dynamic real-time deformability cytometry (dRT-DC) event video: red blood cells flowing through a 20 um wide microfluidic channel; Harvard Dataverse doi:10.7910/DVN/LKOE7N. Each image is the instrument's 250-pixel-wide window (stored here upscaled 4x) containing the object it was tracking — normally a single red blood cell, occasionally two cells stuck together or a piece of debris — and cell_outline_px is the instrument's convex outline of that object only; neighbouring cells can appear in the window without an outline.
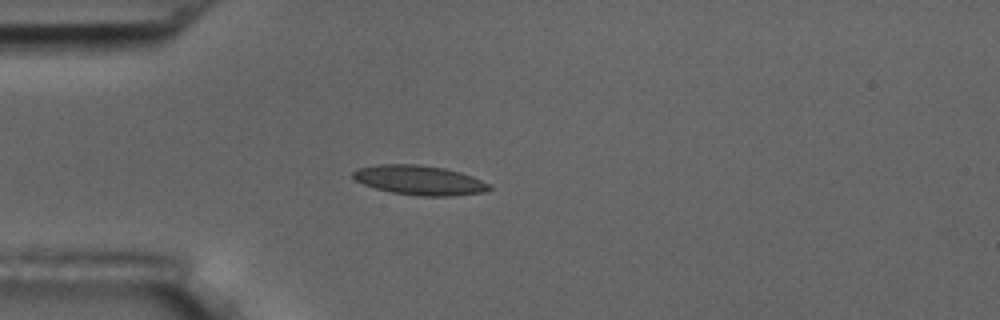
{"species": "common noctule bat (a hibernating species)", "species_latin": "Nyctalus noctula", "temperature_condition": "room temperature", "stored_images_in_passage": 5, "camera_frame_rate_fps": 3000, "um_per_image_px": 0.085, "animal": {"sex": "male", "body_mass_g": 17.5, "forearm_length_mm": 52.3}, "frame": {"image": 1, "passage_image": 4, "time_ms": 4.333, "image_size_px": [1000, 320], "cell_outline_px": [[492, 188], [484, 192], [452, 196], [420, 196], [392, 192], [376, 188], [364, 184], [356, 180], [352, 176], [352, 172], [356, 168], [376, 164], [420, 164], [444, 168], [460, 172], [472, 176], [492, 184]], "centroid_in_image_um": [35.67, 15.31], "position_along_channel_um": 49.3, "area_um2": 23.58}}